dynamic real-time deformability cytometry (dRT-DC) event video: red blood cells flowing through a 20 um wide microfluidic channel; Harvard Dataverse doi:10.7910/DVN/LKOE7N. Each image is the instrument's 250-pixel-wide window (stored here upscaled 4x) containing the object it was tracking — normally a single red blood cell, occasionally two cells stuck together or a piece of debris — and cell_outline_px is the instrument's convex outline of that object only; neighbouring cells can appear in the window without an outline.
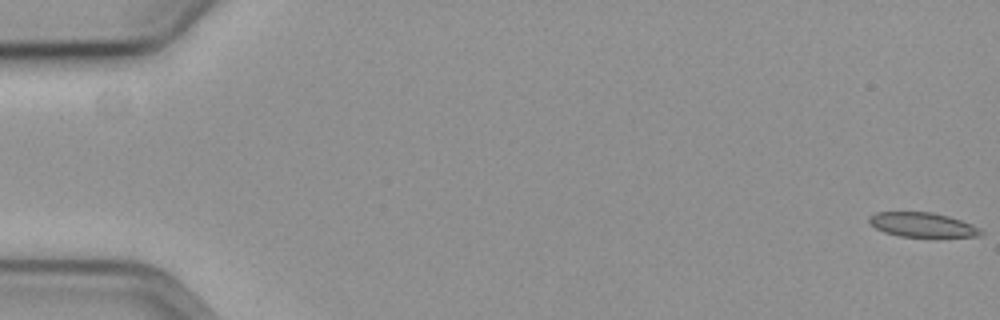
{"species": "common noctule bat (a hibernating species)", "species_latin": "Nyctalus noctula", "temperature_condition": "cold", "stored_images_in_passage": 60, "camera_frame_rate_fps": 3000, "um_per_image_px": 0.085, "animal": {"sex": "female", "body_mass_g": 19.3, "forearm_length_mm": 54.1}, "frame": {"image": 1, "passage_image": 1, "time_ms": 0.0, "image_size_px": [1000, 320], "cell_outline_px": [[984, 232], [980, 236], [900, 236], [884, 232], [876, 228], [868, 220], [868, 216], [876, 212], [932, 212], [948, 216], [972, 224], [980, 228]], "centroid_in_image_um": [78.4, 19.09], "position_along_channel_um": 6.6, "area_um2": 15.72}}
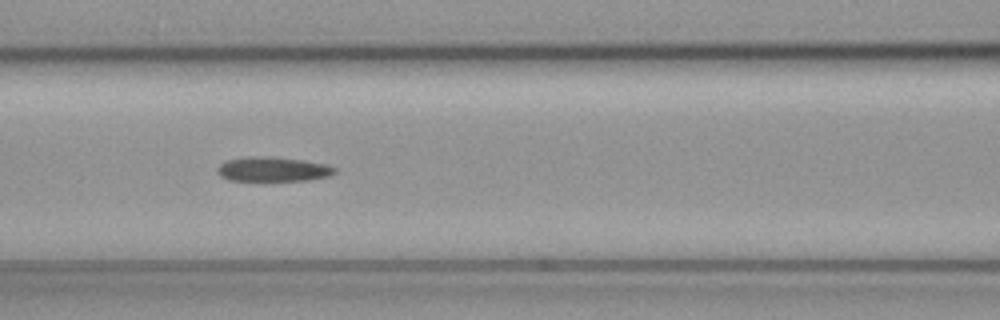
{"frame": {"image": 2, "passage_image": 27, "time_ms": 8.667, "image_size_px": [1000, 320], "cell_outline_px": [[336, 172], [328, 176], [308, 180], [228, 180], [220, 176], [216, 172], [216, 168], [224, 160], [248, 156], [268, 156], [304, 160], [324, 164], [336, 168]], "centroid_in_image_um": [23.13, 14.37], "position_along_channel_um": 143.5, "area_um2": 16.82}}
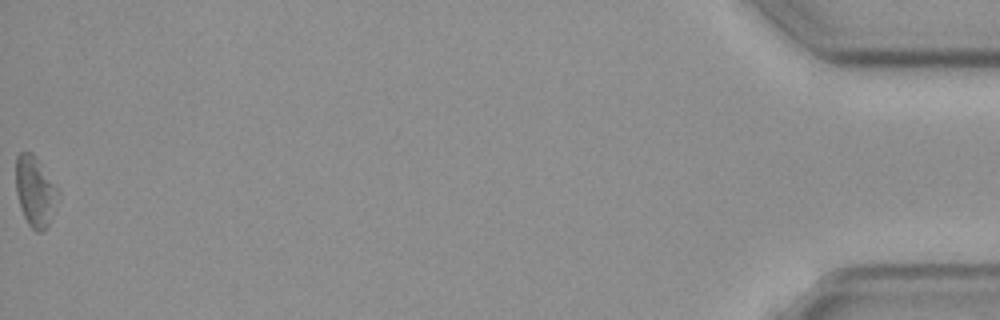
{"frame": {"image": 3, "passage_image": 60, "time_ms": 19.667, "image_size_px": [1000, 320], "cell_outline_px": [[60, 200], [44, 232], [36, 232], [28, 224], [24, 216], [16, 192], [16, 156], [20, 152], [32, 152], [36, 156], [60, 192]], "centroid_in_image_um": [3.02, 16.27], "position_along_channel_um": 432.2, "area_um2": 17.46}}